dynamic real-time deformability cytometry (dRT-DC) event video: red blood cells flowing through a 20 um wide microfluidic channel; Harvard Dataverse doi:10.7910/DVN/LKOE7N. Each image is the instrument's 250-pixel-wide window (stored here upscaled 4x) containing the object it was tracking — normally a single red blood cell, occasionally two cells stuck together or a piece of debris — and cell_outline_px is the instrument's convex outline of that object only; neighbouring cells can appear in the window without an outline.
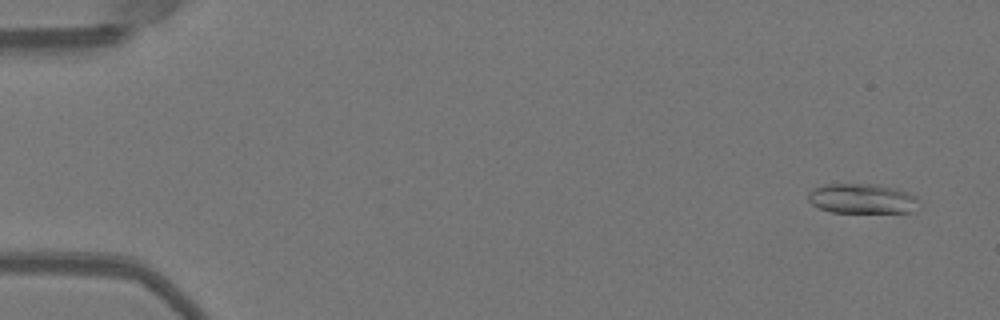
{"species": "Egyptian fruit bat (a non-hibernating species)", "species_latin": "Rousettus aegyptiacus", "temperature_condition": "warm", "stored_images_in_passage": 51, "camera_frame_rate_fps": 3000, "um_per_image_px": 0.085, "animal": {"sex": "female"}, "frame": {"image": 1, "passage_image": 3, "time_ms": 0.667, "image_size_px": [1000, 320], "cell_outline_px": [[916, 200], [912, 212], [832, 212], [820, 208], [812, 204], [808, 200], [808, 192], [812, 188], [824, 184], [876, 184], [896, 188], [908, 192], [916, 196]], "centroid_in_image_um": [73.21, 16.87], "position_along_channel_um": 11.8, "area_um2": 19.13}}
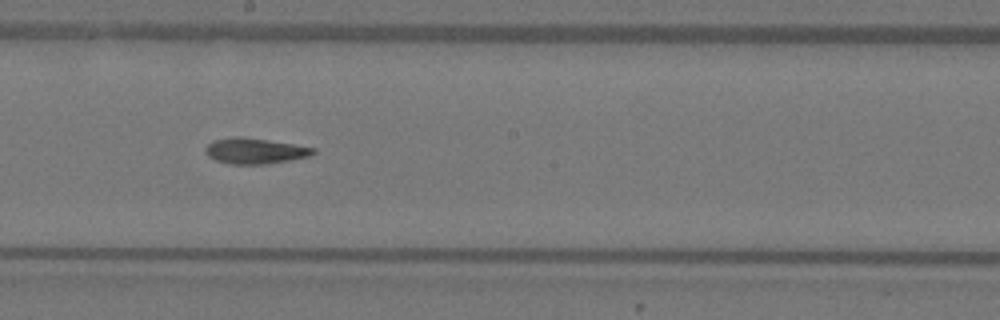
{"frame": {"image": 2, "passage_image": 29, "time_ms": 9.333, "image_size_px": [1000, 320], "cell_outline_px": [[316, 152], [308, 156], [268, 164], [228, 164], [216, 160], [208, 156], [204, 152], [204, 148], [212, 140], [232, 136], [240, 136], [268, 140], [316, 148]], "centroid_in_image_um": [21.61, 12.82], "position_along_channel_um": 226.6, "area_um2": 16.18}}
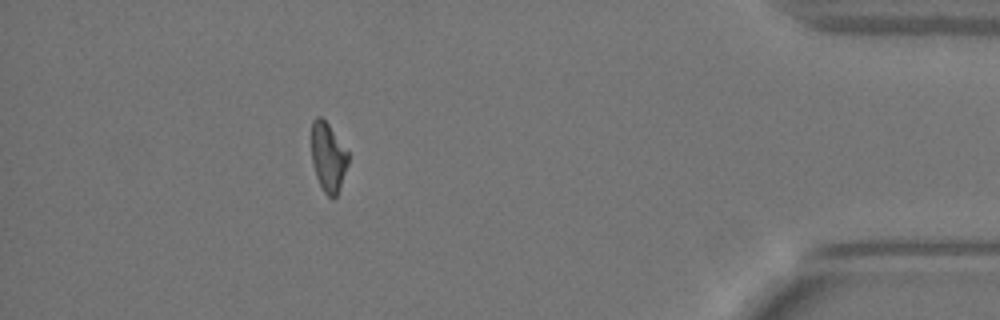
{"frame": {"image": 3, "passage_image": 46, "time_ms": 15.0, "image_size_px": [1000, 320], "cell_outline_px": [[348, 164], [340, 188], [336, 196], [332, 200], [324, 192], [316, 176], [312, 164], [312, 120], [316, 116], [320, 116], [328, 124], [348, 152]], "centroid_in_image_um": [27.89, 13.38], "position_along_channel_um": 407.3, "area_um2": 14.68}, "authors_computed_cell_mechanics": {"area_um2": 16.2996, "velocity_mm_per_s": 4.0288, "shape_relaxation_time_tau1_ms": 8.9627, "shape_relaxation_time_tau2_ms": 2.6919, "deformation_change_tau1": 0.2803, "deformation_change_tau2": 0.1103}}